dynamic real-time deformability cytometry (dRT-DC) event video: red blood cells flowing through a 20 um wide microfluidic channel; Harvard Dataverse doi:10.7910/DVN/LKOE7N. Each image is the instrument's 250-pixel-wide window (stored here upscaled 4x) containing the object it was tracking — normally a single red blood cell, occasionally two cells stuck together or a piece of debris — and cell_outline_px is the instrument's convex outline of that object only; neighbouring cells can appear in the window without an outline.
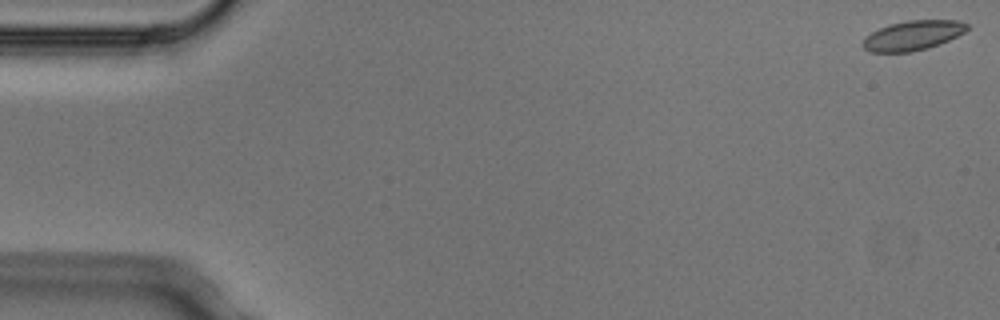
{"species": "Egyptian fruit bat (a non-hibernating species)", "species_latin": "Rousettus aegyptiacus", "temperature_condition": "cold", "stored_images_in_passage": 5, "camera_frame_rate_fps": 3000, "um_per_image_px": 0.085, "animal": {"sex": "male"}, "frame": {"image": 1, "passage_image": 1, "time_ms": 0.0, "image_size_px": [1000, 320], "cell_outline_px": [[968, 28], [964, 32], [948, 40], [928, 48], [912, 52], [872, 52], [864, 48], [864, 40], [872, 32], [888, 24], [908, 20], [960, 20], [968, 24]], "centroid_in_image_um": [77.62, 3.0], "position_along_channel_um": 7.4, "area_um2": 17.8}}
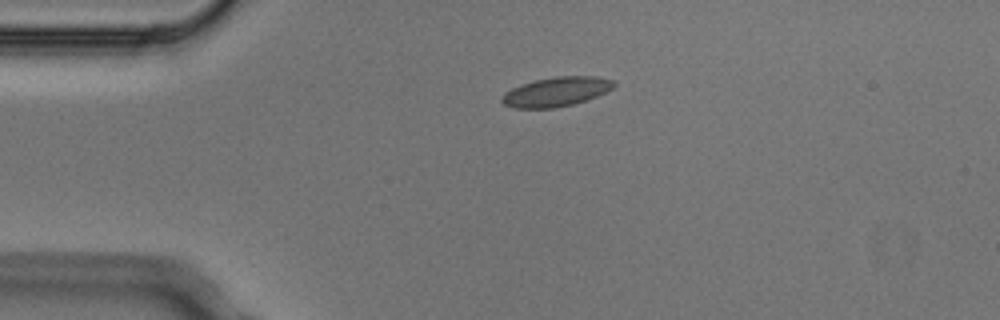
{"frame": {"image": 2, "passage_image": 4, "time_ms": 1.0, "image_size_px": [1000, 320], "cell_outline_px": [[616, 84], [612, 88], [596, 96], [572, 104], [556, 108], [512, 108], [504, 104], [500, 100], [504, 92], [520, 84], [536, 80], [556, 76], [596, 76], [612, 80]], "centroid_in_image_um": [47.23, 7.8], "position_along_channel_um": 37.8, "area_um2": 19.07}}